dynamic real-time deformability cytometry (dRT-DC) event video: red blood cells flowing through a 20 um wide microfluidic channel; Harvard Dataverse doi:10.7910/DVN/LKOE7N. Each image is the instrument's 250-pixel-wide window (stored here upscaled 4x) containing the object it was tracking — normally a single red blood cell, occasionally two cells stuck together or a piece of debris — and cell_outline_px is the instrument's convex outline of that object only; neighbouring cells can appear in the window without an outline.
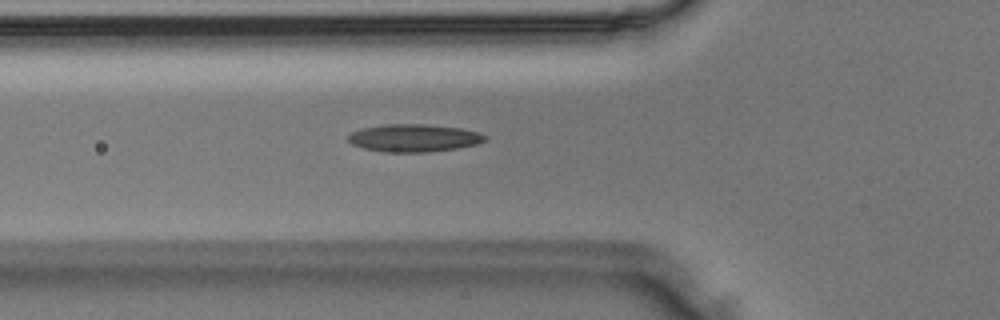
{"species": "Egyptian fruit bat (a non-hibernating species)", "species_latin": "Rousettus aegyptiacus", "temperature_condition": "room temperature", "stored_images_in_passage": 31, "camera_frame_rate_fps": 3000, "um_per_image_px": 0.085, "animal": {"sex": "male"}, "frame": {"image": 1, "passage_image": 3, "time_ms": 0.667, "image_size_px": [1000, 320], "cell_outline_px": [[488, 140], [476, 144], [456, 148], [424, 152], [384, 152], [364, 148], [352, 144], [348, 140], [348, 136], [352, 132], [364, 128], [388, 124], [424, 124], [460, 128], [480, 132], [488, 136]], "centroid_in_image_um": [35.22, 11.73], "position_along_channel_um": 90.6, "area_um2": 21.91}}
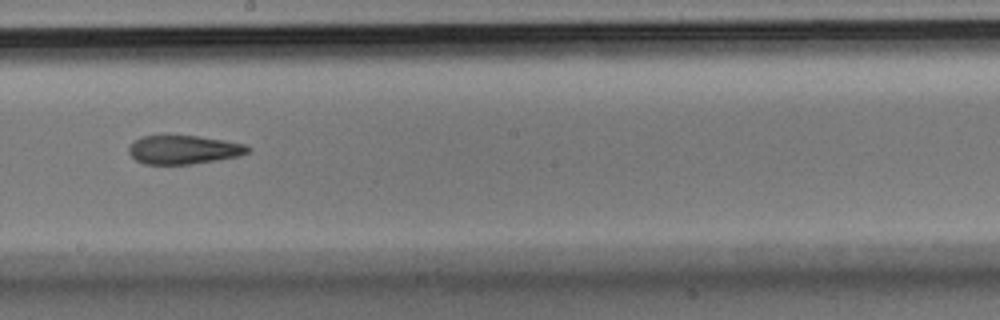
{"frame": {"image": 2, "passage_image": 13, "time_ms": 4.0, "image_size_px": [1000, 320], "cell_outline_px": [[252, 148], [248, 152], [240, 156], [220, 160], [192, 164], [144, 164], [136, 160], [128, 152], [128, 144], [140, 136], [200, 136], [224, 140], [244, 144]], "centroid_in_image_um": [15.61, 12.73], "position_along_channel_um": 232.6, "area_um2": 20.11}}
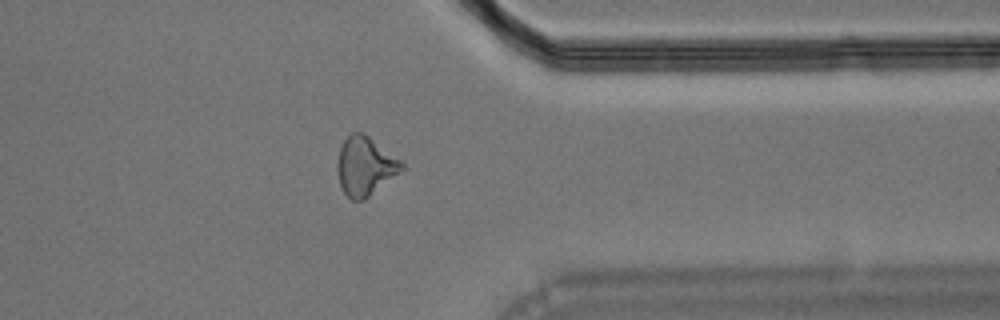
{"frame": {"image": 3, "passage_image": 24, "time_ms": 7.667, "image_size_px": [1000, 320], "cell_outline_px": [[404, 168], [400, 172], [364, 200], [352, 200], [344, 192], [340, 184], [336, 168], [336, 164], [340, 148], [344, 140], [352, 132], [364, 132], [400, 160], [404, 164]], "centroid_in_image_um": [31.02, 14.11], "position_along_channel_um": 380.4, "area_um2": 21.85}}